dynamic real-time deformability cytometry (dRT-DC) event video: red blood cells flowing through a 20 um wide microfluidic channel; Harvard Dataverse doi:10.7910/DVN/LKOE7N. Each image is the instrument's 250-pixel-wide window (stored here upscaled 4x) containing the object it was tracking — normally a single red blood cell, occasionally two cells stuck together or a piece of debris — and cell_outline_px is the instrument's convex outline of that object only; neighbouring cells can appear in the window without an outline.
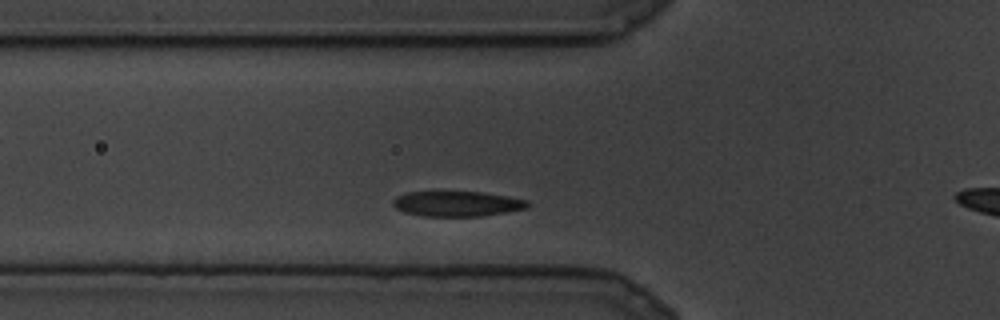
{"species": "common noctule bat (a hibernating species)", "species_latin": "Nyctalus noctula", "temperature_condition": "cold", "stored_images_in_passage": 21, "camera_frame_rate_fps": 3000, "um_per_image_px": 0.085, "animal": {"sex": "male", "body_mass_g": 19.5, "forearm_length_mm": 54.6}, "frame": {"image": 1, "passage_image": 6, "time_ms": 1.667, "image_size_px": [1000, 320], "cell_outline_px": [[528, 208], [480, 216], [424, 216], [404, 212], [396, 208], [392, 204], [392, 200], [396, 196], [404, 192], [484, 192], [508, 196], [528, 200]], "centroid_in_image_um": [38.82, 17.31], "position_along_channel_um": 87.0, "area_um2": 19.77}}
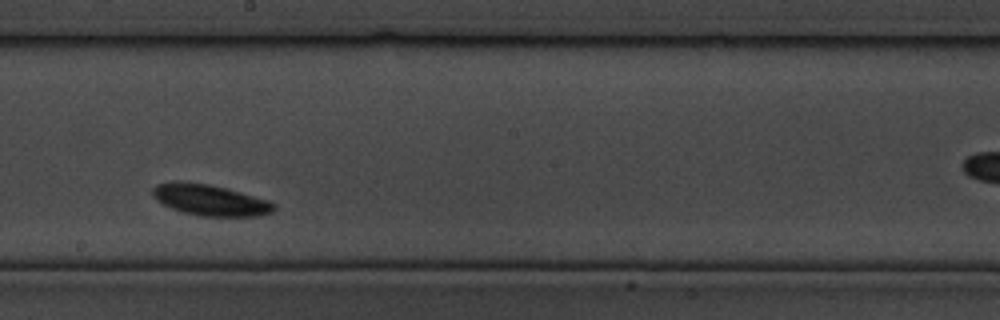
{"frame": {"image": 2, "passage_image": 12, "time_ms": 3.667, "image_size_px": [1000, 320], "cell_outline_px": [[276, 208], [272, 212], [256, 216], [200, 216], [184, 212], [172, 208], [156, 200], [152, 196], [152, 188], [156, 184], [176, 180], [180, 180], [208, 184], [240, 192], [268, 200], [276, 204]], "centroid_in_image_um": [17.82, 16.99], "position_along_channel_um": 230.4, "area_um2": 21.96}}
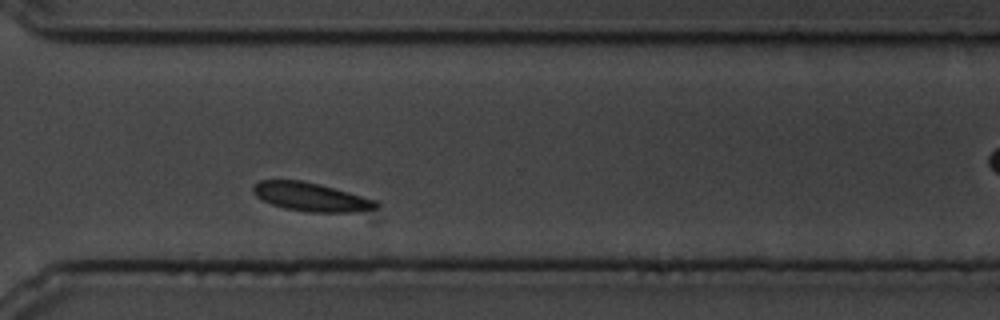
{"frame": {"image": 3, "passage_image": 17, "time_ms": 5.333, "image_size_px": [1000, 320], "cell_outline_px": [[380, 204], [376, 208], [352, 212], [308, 212], [284, 208], [272, 204], [256, 196], [252, 188], [260, 180], [300, 180], [320, 184], [376, 200]], "centroid_in_image_um": [26.43, 16.74], "position_along_channel_um": 344.2, "area_um2": 20.23}}